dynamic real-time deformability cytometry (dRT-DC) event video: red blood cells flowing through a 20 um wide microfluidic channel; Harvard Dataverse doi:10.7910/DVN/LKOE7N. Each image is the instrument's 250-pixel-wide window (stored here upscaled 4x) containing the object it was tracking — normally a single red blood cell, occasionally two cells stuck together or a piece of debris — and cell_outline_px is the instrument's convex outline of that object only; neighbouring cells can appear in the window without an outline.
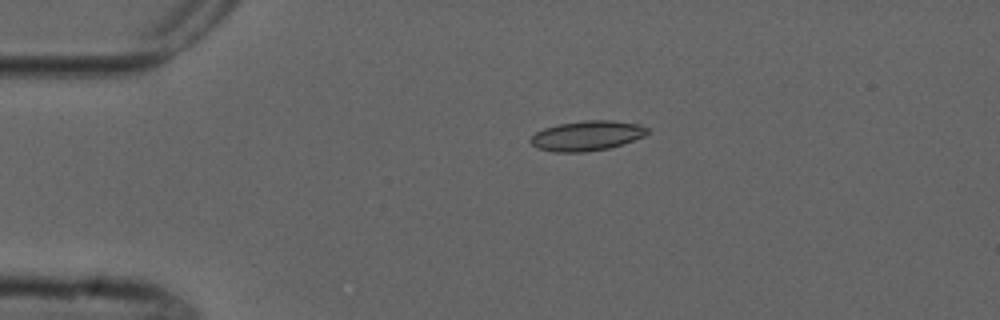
{"species": "common noctule bat (a hibernating species)", "species_latin": "Nyctalus noctula", "temperature_condition": "cold", "stored_images_in_passage": 4, "camera_frame_rate_fps": 3000, "um_per_image_px": 0.085, "animal": {"sex": "male", "forearm_length_mm": 52.5}, "frame": {"image": 1, "passage_image": 3, "time_ms": 3.0, "image_size_px": [1000, 320], "cell_outline_px": [[648, 132], [644, 136], [608, 148], [584, 152], [556, 152], [536, 148], [528, 140], [536, 132], [544, 128], [556, 124], [584, 120], [612, 120], [636, 124], [648, 128]], "centroid_in_image_um": [49.83, 11.53], "position_along_channel_um": 35.2, "area_um2": 20.23}}